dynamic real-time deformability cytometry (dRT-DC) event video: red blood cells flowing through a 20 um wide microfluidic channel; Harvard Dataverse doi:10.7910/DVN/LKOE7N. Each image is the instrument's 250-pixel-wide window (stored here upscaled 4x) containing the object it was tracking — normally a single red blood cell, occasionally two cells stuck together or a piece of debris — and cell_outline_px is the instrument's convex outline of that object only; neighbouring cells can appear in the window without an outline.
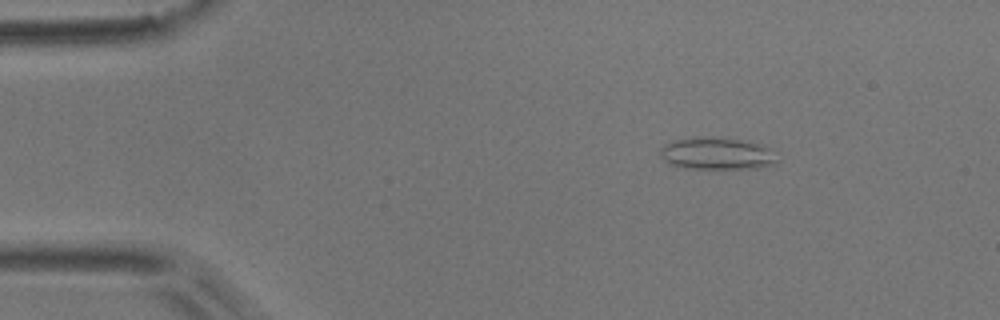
{"species": "common noctule bat (a hibernating species)", "species_latin": "Nyctalus noctula", "temperature_condition": "room temperature", "stored_images_in_passage": 47, "camera_frame_rate_fps": 3000, "um_per_image_px": 0.085, "animal": {"sex": "male", "body_mass_g": 17.9}, "frame": {"image": 1, "passage_image": 1, "time_ms": 0.0, "image_size_px": [1000, 320], "cell_outline_px": [[780, 160], [776, 164], [756, 168], [676, 168], [664, 160], [660, 156], [660, 148], [664, 144], [676, 140], [712, 136], [748, 140], [760, 144], [768, 148]], "centroid_in_image_um": [60.94, 13.05], "position_along_channel_um": 24.1, "area_um2": 22.14}}
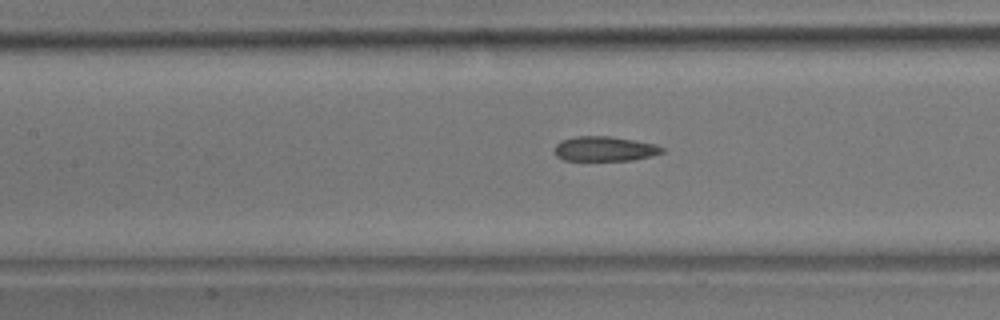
{"frame": {"image": 2, "passage_image": 17, "time_ms": 5.333, "image_size_px": [1000, 320], "cell_outline_px": [[664, 152], [652, 156], [632, 160], [564, 160], [556, 156], [556, 144], [560, 140], [576, 136], [612, 136], [652, 144], [664, 148]], "centroid_in_image_um": [51.38, 12.65], "position_along_channel_um": 156.0, "area_um2": 15.37}}
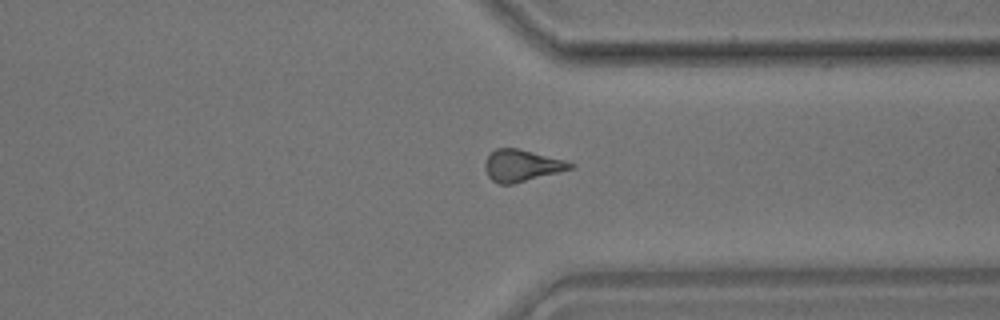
{"frame": {"image": 3, "passage_image": 34, "time_ms": 11.0, "image_size_px": [1000, 320], "cell_outline_px": [[576, 164], [572, 168], [560, 172], [512, 184], [500, 184], [492, 180], [488, 176], [484, 168], [484, 164], [488, 156], [496, 148], [516, 148], [564, 160]], "centroid_in_image_um": [44.33, 14.08], "position_along_channel_um": 367.1, "area_um2": 15.61}, "authors_computed_cell_mechanics": {"area_um2": 15.8372, "velocity_mm_per_s": 3.7314, "shape_relaxation_time_tau1_ms": null, "shape_relaxation_time_tau2_ms": 4.8774, "deformation_change_tau1": null, "deformation_change_tau2": 0.1248}}